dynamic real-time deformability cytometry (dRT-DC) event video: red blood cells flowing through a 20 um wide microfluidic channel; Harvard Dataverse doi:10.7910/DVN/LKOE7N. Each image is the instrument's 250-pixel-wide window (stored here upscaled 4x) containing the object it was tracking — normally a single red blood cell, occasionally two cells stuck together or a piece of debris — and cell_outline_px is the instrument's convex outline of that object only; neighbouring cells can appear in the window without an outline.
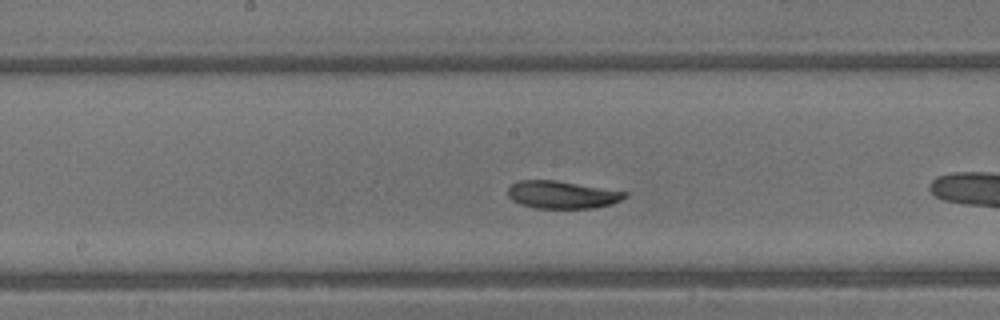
{"species": "common noctule bat (a hibernating species)", "species_latin": "Nyctalus noctula", "temperature_condition": "warm", "stored_images_in_passage": 23, "camera_frame_rate_fps": 3000, "um_per_image_px": 0.085, "animal": {"sex": "male", "body_mass_g": 13.3}, "frame": {"image": 1, "passage_image": 10, "time_ms": 3.0, "image_size_px": [1000, 320], "cell_outline_px": [[628, 196], [612, 204], [592, 208], [532, 208], [520, 204], [512, 200], [508, 196], [508, 188], [512, 184], [520, 180], [556, 180], [628, 192]], "centroid_in_image_um": [47.77, 16.55], "position_along_channel_um": 200.4, "area_um2": 18.84}, "authors_computed_cell_mechanics": {"area_um2": 19.1896, "velocity_mm_per_s": 4.9039, "shape_relaxation_time_tau1_ms": 1.3005, "shape_relaxation_time_tau2_ms": null, "deformation_change_tau1": 0.084, "deformation_change_tau2": null}}